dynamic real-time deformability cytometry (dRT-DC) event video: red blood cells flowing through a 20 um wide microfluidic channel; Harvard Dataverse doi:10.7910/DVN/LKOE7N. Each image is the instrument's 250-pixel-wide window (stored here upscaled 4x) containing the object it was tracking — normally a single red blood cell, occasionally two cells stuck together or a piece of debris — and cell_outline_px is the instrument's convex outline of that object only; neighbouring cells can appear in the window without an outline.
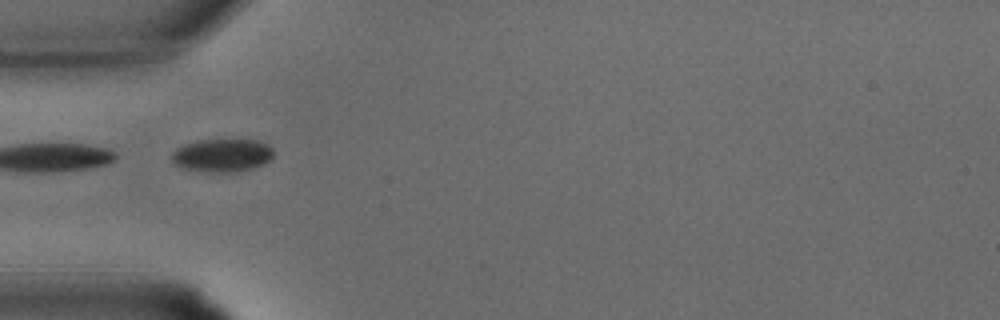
{"species": "common noctule bat (a hibernating species)", "species_latin": "Nyctalus noctula", "temperature_condition": "warm", "stored_images_in_passage": 28, "segment_of_instrument_passage": [2, 2], "camera_frame_rate_fps": 3000, "um_per_image_px": 0.085, "animal": {"sex": "male", "body_mass_g": 15.6}, "frame": {"image": 1, "passage_image": 6, "time_ms": 1.667, "image_size_px": [1000, 320], "cell_outline_px": [[272, 160], [264, 164], [252, 168], [236, 172], [200, 172], [180, 168], [172, 164], [172, 152], [176, 148], [196, 140], [256, 140], [268, 144], [272, 148]], "centroid_in_image_um": [18.85, 13.22], "position_along_channel_um": 66.1, "area_um2": 19.94}}
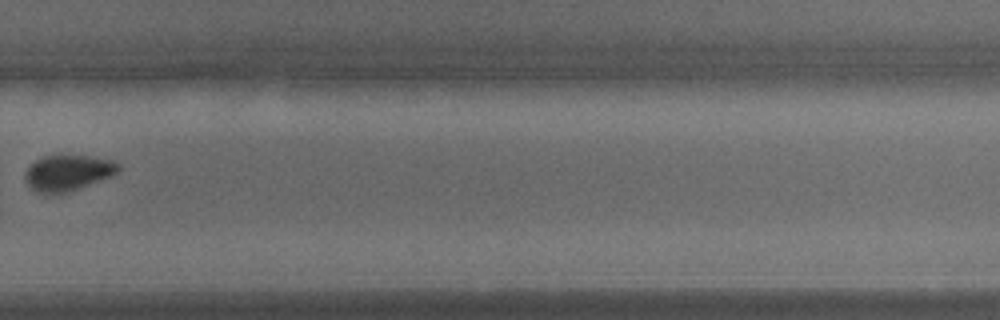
{"frame": {"image": 2, "passage_image": 19, "time_ms": 6.0, "image_size_px": [1000, 320], "cell_outline_px": [[120, 168], [112, 176], [64, 192], [44, 196], [36, 192], [24, 180], [24, 172], [36, 160], [44, 156], [88, 156], [112, 160], [120, 164]], "centroid_in_image_um": [5.72, 14.7], "position_along_channel_um": 324.1, "area_um2": 19.25}}
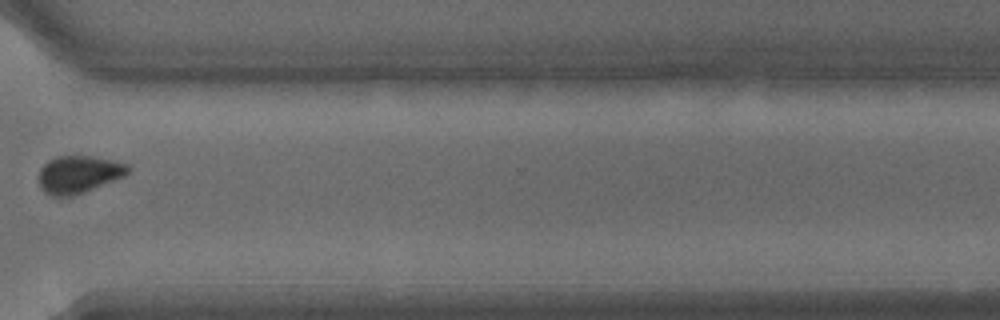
{"frame": {"image": 3, "passage_image": 21, "time_ms": 6.667, "image_size_px": [1000, 320], "cell_outline_px": [[128, 172], [124, 176], [84, 192], [72, 196], [52, 196], [44, 192], [40, 188], [40, 168], [48, 160], [56, 156], [88, 156], [128, 164]], "centroid_in_image_um": [6.64, 14.83], "position_along_channel_um": 364.0, "area_um2": 19.13}}